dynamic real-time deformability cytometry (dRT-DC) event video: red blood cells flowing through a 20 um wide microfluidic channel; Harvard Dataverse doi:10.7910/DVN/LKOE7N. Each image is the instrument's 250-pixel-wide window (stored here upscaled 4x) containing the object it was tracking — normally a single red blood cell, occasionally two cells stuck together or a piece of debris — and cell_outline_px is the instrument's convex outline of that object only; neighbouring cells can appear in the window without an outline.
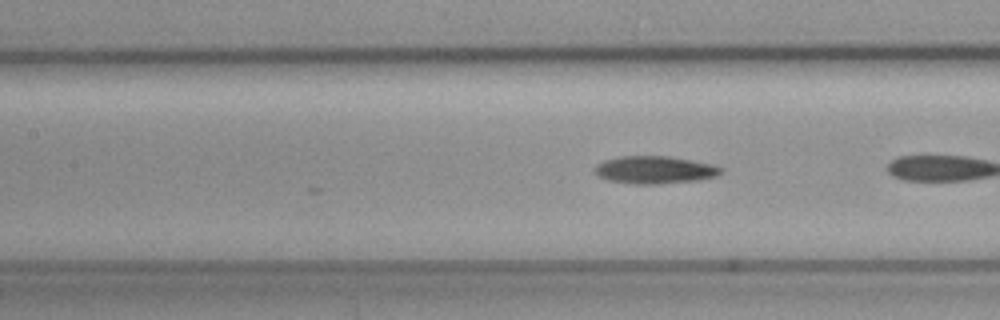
{"species": "common noctule bat (a hibernating species)", "species_latin": "Nyctalus noctula", "temperature_condition": "cold", "stored_images_in_passage": 18, "camera_frame_rate_fps": 3000, "um_per_image_px": 0.085, "animal": {"sex": "female", "body_mass_g": 19.3, "forearm_length_mm": 54.1}, "frame": {"image": 1, "passage_image": 17, "time_ms": 5.333, "image_size_px": [1000, 320], "cell_outline_px": [[724, 172], [716, 176], [700, 180], [656, 184], [636, 184], [608, 180], [596, 176], [592, 172], [592, 168], [596, 164], [604, 160], [620, 156], [668, 156], [692, 160], [712, 164], [724, 168]], "centroid_in_image_um": [55.62, 14.44], "position_along_channel_um": 151.8, "area_um2": 20.63}}